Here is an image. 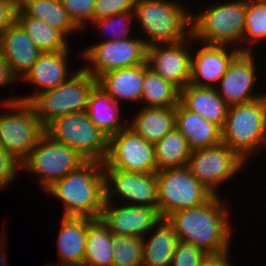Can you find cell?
Returning a JSON list of instances; mask_svg holds the SVG:
<instances>
[{
	"label": "cell",
	"mask_w": 266,
	"mask_h": 266,
	"mask_svg": "<svg viewBox=\"0 0 266 266\" xmlns=\"http://www.w3.org/2000/svg\"><path fill=\"white\" fill-rule=\"evenodd\" d=\"M17 0H0V36L16 21Z\"/></svg>",
	"instance_id": "40"
},
{
	"label": "cell",
	"mask_w": 266,
	"mask_h": 266,
	"mask_svg": "<svg viewBox=\"0 0 266 266\" xmlns=\"http://www.w3.org/2000/svg\"><path fill=\"white\" fill-rule=\"evenodd\" d=\"M246 10L247 0L210 6L199 15H192V34L188 38L212 45L230 46L236 42L237 45L238 42L243 44Z\"/></svg>",
	"instance_id": "5"
},
{
	"label": "cell",
	"mask_w": 266,
	"mask_h": 266,
	"mask_svg": "<svg viewBox=\"0 0 266 266\" xmlns=\"http://www.w3.org/2000/svg\"><path fill=\"white\" fill-rule=\"evenodd\" d=\"M133 11L149 38L147 47L178 43L192 34V15L173 0H136Z\"/></svg>",
	"instance_id": "3"
},
{
	"label": "cell",
	"mask_w": 266,
	"mask_h": 266,
	"mask_svg": "<svg viewBox=\"0 0 266 266\" xmlns=\"http://www.w3.org/2000/svg\"><path fill=\"white\" fill-rule=\"evenodd\" d=\"M243 164L245 161L235 151L220 143L191 151L187 168L210 192L219 195L217 186L238 174Z\"/></svg>",
	"instance_id": "13"
},
{
	"label": "cell",
	"mask_w": 266,
	"mask_h": 266,
	"mask_svg": "<svg viewBox=\"0 0 266 266\" xmlns=\"http://www.w3.org/2000/svg\"><path fill=\"white\" fill-rule=\"evenodd\" d=\"M58 236V256L60 265L82 266L88 225L93 220L86 217L62 216Z\"/></svg>",
	"instance_id": "24"
},
{
	"label": "cell",
	"mask_w": 266,
	"mask_h": 266,
	"mask_svg": "<svg viewBox=\"0 0 266 266\" xmlns=\"http://www.w3.org/2000/svg\"><path fill=\"white\" fill-rule=\"evenodd\" d=\"M228 253L205 254L197 266H232L228 261Z\"/></svg>",
	"instance_id": "41"
},
{
	"label": "cell",
	"mask_w": 266,
	"mask_h": 266,
	"mask_svg": "<svg viewBox=\"0 0 266 266\" xmlns=\"http://www.w3.org/2000/svg\"><path fill=\"white\" fill-rule=\"evenodd\" d=\"M112 204L104 202L100 218L119 236L144 238L161 219L158 207L124 205L116 208Z\"/></svg>",
	"instance_id": "17"
},
{
	"label": "cell",
	"mask_w": 266,
	"mask_h": 266,
	"mask_svg": "<svg viewBox=\"0 0 266 266\" xmlns=\"http://www.w3.org/2000/svg\"><path fill=\"white\" fill-rule=\"evenodd\" d=\"M86 161L76 150L45 133L21 163V167L22 170L37 174L41 186L47 189Z\"/></svg>",
	"instance_id": "10"
},
{
	"label": "cell",
	"mask_w": 266,
	"mask_h": 266,
	"mask_svg": "<svg viewBox=\"0 0 266 266\" xmlns=\"http://www.w3.org/2000/svg\"><path fill=\"white\" fill-rule=\"evenodd\" d=\"M158 212L166 218L173 212L199 206L214 194L202 185L187 166L156 171Z\"/></svg>",
	"instance_id": "9"
},
{
	"label": "cell",
	"mask_w": 266,
	"mask_h": 266,
	"mask_svg": "<svg viewBox=\"0 0 266 266\" xmlns=\"http://www.w3.org/2000/svg\"><path fill=\"white\" fill-rule=\"evenodd\" d=\"M225 45L204 44L198 50L195 57L192 56L191 79L190 83L193 86L200 87H215L220 79L227 71L232 60L240 52H253L252 48H232L231 52L226 50ZM229 51V53H228Z\"/></svg>",
	"instance_id": "18"
},
{
	"label": "cell",
	"mask_w": 266,
	"mask_h": 266,
	"mask_svg": "<svg viewBox=\"0 0 266 266\" xmlns=\"http://www.w3.org/2000/svg\"><path fill=\"white\" fill-rule=\"evenodd\" d=\"M136 0H96L93 21L115 14L133 11Z\"/></svg>",
	"instance_id": "37"
},
{
	"label": "cell",
	"mask_w": 266,
	"mask_h": 266,
	"mask_svg": "<svg viewBox=\"0 0 266 266\" xmlns=\"http://www.w3.org/2000/svg\"><path fill=\"white\" fill-rule=\"evenodd\" d=\"M148 67L146 61L141 65L103 73L97 78V85L118 104L120 100L139 102L143 93L144 71Z\"/></svg>",
	"instance_id": "21"
},
{
	"label": "cell",
	"mask_w": 266,
	"mask_h": 266,
	"mask_svg": "<svg viewBox=\"0 0 266 266\" xmlns=\"http://www.w3.org/2000/svg\"><path fill=\"white\" fill-rule=\"evenodd\" d=\"M185 41L187 42L183 40L173 44L147 47L146 61L149 68L180 91L190 83L191 79L192 55L191 51H187Z\"/></svg>",
	"instance_id": "16"
},
{
	"label": "cell",
	"mask_w": 266,
	"mask_h": 266,
	"mask_svg": "<svg viewBox=\"0 0 266 266\" xmlns=\"http://www.w3.org/2000/svg\"><path fill=\"white\" fill-rule=\"evenodd\" d=\"M69 51L42 52L34 65L23 76V79L29 83L40 87L36 89L39 92L31 96H21L19 100L30 102L38 93L53 89L68 80L66 58H68Z\"/></svg>",
	"instance_id": "20"
},
{
	"label": "cell",
	"mask_w": 266,
	"mask_h": 266,
	"mask_svg": "<svg viewBox=\"0 0 266 266\" xmlns=\"http://www.w3.org/2000/svg\"><path fill=\"white\" fill-rule=\"evenodd\" d=\"M41 53L17 21L0 36V54L19 80L34 65Z\"/></svg>",
	"instance_id": "19"
},
{
	"label": "cell",
	"mask_w": 266,
	"mask_h": 266,
	"mask_svg": "<svg viewBox=\"0 0 266 266\" xmlns=\"http://www.w3.org/2000/svg\"><path fill=\"white\" fill-rule=\"evenodd\" d=\"M112 266H142L143 238L113 234Z\"/></svg>",
	"instance_id": "33"
},
{
	"label": "cell",
	"mask_w": 266,
	"mask_h": 266,
	"mask_svg": "<svg viewBox=\"0 0 266 266\" xmlns=\"http://www.w3.org/2000/svg\"><path fill=\"white\" fill-rule=\"evenodd\" d=\"M224 204L219 195H213L199 206L171 213L166 220L178 241L194 245L205 254L228 253L232 228Z\"/></svg>",
	"instance_id": "1"
},
{
	"label": "cell",
	"mask_w": 266,
	"mask_h": 266,
	"mask_svg": "<svg viewBox=\"0 0 266 266\" xmlns=\"http://www.w3.org/2000/svg\"><path fill=\"white\" fill-rule=\"evenodd\" d=\"M179 97L180 90L175 85L149 67L144 71L141 103L145 101V107H174L179 103Z\"/></svg>",
	"instance_id": "32"
},
{
	"label": "cell",
	"mask_w": 266,
	"mask_h": 266,
	"mask_svg": "<svg viewBox=\"0 0 266 266\" xmlns=\"http://www.w3.org/2000/svg\"><path fill=\"white\" fill-rule=\"evenodd\" d=\"M45 130L52 139L73 148L87 161L103 162L108 155L109 137L90 120L86 111L60 117Z\"/></svg>",
	"instance_id": "8"
},
{
	"label": "cell",
	"mask_w": 266,
	"mask_h": 266,
	"mask_svg": "<svg viewBox=\"0 0 266 266\" xmlns=\"http://www.w3.org/2000/svg\"><path fill=\"white\" fill-rule=\"evenodd\" d=\"M103 167L126 172L156 173L155 146L127 126L109 137L108 155Z\"/></svg>",
	"instance_id": "12"
},
{
	"label": "cell",
	"mask_w": 266,
	"mask_h": 266,
	"mask_svg": "<svg viewBox=\"0 0 266 266\" xmlns=\"http://www.w3.org/2000/svg\"><path fill=\"white\" fill-rule=\"evenodd\" d=\"M112 238L113 233L102 219H93L88 225L82 266H112Z\"/></svg>",
	"instance_id": "29"
},
{
	"label": "cell",
	"mask_w": 266,
	"mask_h": 266,
	"mask_svg": "<svg viewBox=\"0 0 266 266\" xmlns=\"http://www.w3.org/2000/svg\"><path fill=\"white\" fill-rule=\"evenodd\" d=\"M81 55L89 62L84 69L97 79L103 73L145 63L147 46L141 38L104 40L86 48Z\"/></svg>",
	"instance_id": "11"
},
{
	"label": "cell",
	"mask_w": 266,
	"mask_h": 266,
	"mask_svg": "<svg viewBox=\"0 0 266 266\" xmlns=\"http://www.w3.org/2000/svg\"><path fill=\"white\" fill-rule=\"evenodd\" d=\"M17 169L22 170L21 162L0 145V188H5L11 181L13 182L17 176Z\"/></svg>",
	"instance_id": "39"
},
{
	"label": "cell",
	"mask_w": 266,
	"mask_h": 266,
	"mask_svg": "<svg viewBox=\"0 0 266 266\" xmlns=\"http://www.w3.org/2000/svg\"><path fill=\"white\" fill-rule=\"evenodd\" d=\"M18 8L28 17L44 21L65 36L72 31H81L73 22L60 0H21Z\"/></svg>",
	"instance_id": "28"
},
{
	"label": "cell",
	"mask_w": 266,
	"mask_h": 266,
	"mask_svg": "<svg viewBox=\"0 0 266 266\" xmlns=\"http://www.w3.org/2000/svg\"><path fill=\"white\" fill-rule=\"evenodd\" d=\"M59 86L38 93L30 104L46 128L54 120L71 113L86 111L91 91L97 79L84 68Z\"/></svg>",
	"instance_id": "6"
},
{
	"label": "cell",
	"mask_w": 266,
	"mask_h": 266,
	"mask_svg": "<svg viewBox=\"0 0 266 266\" xmlns=\"http://www.w3.org/2000/svg\"><path fill=\"white\" fill-rule=\"evenodd\" d=\"M222 143L244 161L251 152L266 146V94L248 103L229 106Z\"/></svg>",
	"instance_id": "4"
},
{
	"label": "cell",
	"mask_w": 266,
	"mask_h": 266,
	"mask_svg": "<svg viewBox=\"0 0 266 266\" xmlns=\"http://www.w3.org/2000/svg\"><path fill=\"white\" fill-rule=\"evenodd\" d=\"M266 38V0H247L243 42L248 45ZM248 43H247V42Z\"/></svg>",
	"instance_id": "34"
},
{
	"label": "cell",
	"mask_w": 266,
	"mask_h": 266,
	"mask_svg": "<svg viewBox=\"0 0 266 266\" xmlns=\"http://www.w3.org/2000/svg\"><path fill=\"white\" fill-rule=\"evenodd\" d=\"M175 128L184 135L191 151L222 143V129L201 115L176 106Z\"/></svg>",
	"instance_id": "23"
},
{
	"label": "cell",
	"mask_w": 266,
	"mask_h": 266,
	"mask_svg": "<svg viewBox=\"0 0 266 266\" xmlns=\"http://www.w3.org/2000/svg\"><path fill=\"white\" fill-rule=\"evenodd\" d=\"M120 107L101 87L96 85L89 95L86 112L90 120L104 134L111 137L128 126L126 121L124 123L120 120Z\"/></svg>",
	"instance_id": "26"
},
{
	"label": "cell",
	"mask_w": 266,
	"mask_h": 266,
	"mask_svg": "<svg viewBox=\"0 0 266 266\" xmlns=\"http://www.w3.org/2000/svg\"><path fill=\"white\" fill-rule=\"evenodd\" d=\"M176 106L143 107L128 127L147 142L155 144L175 128Z\"/></svg>",
	"instance_id": "25"
},
{
	"label": "cell",
	"mask_w": 266,
	"mask_h": 266,
	"mask_svg": "<svg viewBox=\"0 0 266 266\" xmlns=\"http://www.w3.org/2000/svg\"><path fill=\"white\" fill-rule=\"evenodd\" d=\"M179 103L185 109L195 112L208 122L223 128L229 105L218 95L215 87L188 84L180 91Z\"/></svg>",
	"instance_id": "22"
},
{
	"label": "cell",
	"mask_w": 266,
	"mask_h": 266,
	"mask_svg": "<svg viewBox=\"0 0 266 266\" xmlns=\"http://www.w3.org/2000/svg\"><path fill=\"white\" fill-rule=\"evenodd\" d=\"M73 22L82 30L87 22L93 21L96 0H60ZM87 21V22H86Z\"/></svg>",
	"instance_id": "36"
},
{
	"label": "cell",
	"mask_w": 266,
	"mask_h": 266,
	"mask_svg": "<svg viewBox=\"0 0 266 266\" xmlns=\"http://www.w3.org/2000/svg\"><path fill=\"white\" fill-rule=\"evenodd\" d=\"M134 16H135L134 11H127L124 13L115 14L110 17L101 18V19L94 20L91 22L96 24V27L98 29L105 30V31L107 30V32L112 33L111 35L113 36L105 39V41L106 40H124V39L130 38V37H127L129 35V32L131 31L128 24L132 23L131 19L135 20ZM122 24H124L122 28L123 30L120 29V27H122L121 26ZM117 26L119 28V32H117L118 30H116Z\"/></svg>",
	"instance_id": "35"
},
{
	"label": "cell",
	"mask_w": 266,
	"mask_h": 266,
	"mask_svg": "<svg viewBox=\"0 0 266 266\" xmlns=\"http://www.w3.org/2000/svg\"><path fill=\"white\" fill-rule=\"evenodd\" d=\"M105 174V201L112 202L115 194L128 200L126 205L157 207L158 193L156 173L126 172L119 169H103ZM114 185V188L113 186ZM130 201L133 202L130 204Z\"/></svg>",
	"instance_id": "14"
},
{
	"label": "cell",
	"mask_w": 266,
	"mask_h": 266,
	"mask_svg": "<svg viewBox=\"0 0 266 266\" xmlns=\"http://www.w3.org/2000/svg\"><path fill=\"white\" fill-rule=\"evenodd\" d=\"M204 256L196 246L178 241L170 266H197Z\"/></svg>",
	"instance_id": "38"
},
{
	"label": "cell",
	"mask_w": 266,
	"mask_h": 266,
	"mask_svg": "<svg viewBox=\"0 0 266 266\" xmlns=\"http://www.w3.org/2000/svg\"><path fill=\"white\" fill-rule=\"evenodd\" d=\"M16 21L41 52L70 50L68 40L61 31L52 28L42 20L26 16L19 8Z\"/></svg>",
	"instance_id": "30"
},
{
	"label": "cell",
	"mask_w": 266,
	"mask_h": 266,
	"mask_svg": "<svg viewBox=\"0 0 266 266\" xmlns=\"http://www.w3.org/2000/svg\"><path fill=\"white\" fill-rule=\"evenodd\" d=\"M157 171L187 166L191 149L187 139L176 128L154 144Z\"/></svg>",
	"instance_id": "31"
},
{
	"label": "cell",
	"mask_w": 266,
	"mask_h": 266,
	"mask_svg": "<svg viewBox=\"0 0 266 266\" xmlns=\"http://www.w3.org/2000/svg\"><path fill=\"white\" fill-rule=\"evenodd\" d=\"M46 190L63 202V216L100 218L105 202L103 162L86 161Z\"/></svg>",
	"instance_id": "2"
},
{
	"label": "cell",
	"mask_w": 266,
	"mask_h": 266,
	"mask_svg": "<svg viewBox=\"0 0 266 266\" xmlns=\"http://www.w3.org/2000/svg\"><path fill=\"white\" fill-rule=\"evenodd\" d=\"M1 104L11 112L0 115V145L22 163L46 133L45 127L30 102L15 97Z\"/></svg>",
	"instance_id": "7"
},
{
	"label": "cell",
	"mask_w": 266,
	"mask_h": 266,
	"mask_svg": "<svg viewBox=\"0 0 266 266\" xmlns=\"http://www.w3.org/2000/svg\"><path fill=\"white\" fill-rule=\"evenodd\" d=\"M155 228L152 237L143 238L142 266H170L177 234L166 218H161Z\"/></svg>",
	"instance_id": "27"
},
{
	"label": "cell",
	"mask_w": 266,
	"mask_h": 266,
	"mask_svg": "<svg viewBox=\"0 0 266 266\" xmlns=\"http://www.w3.org/2000/svg\"><path fill=\"white\" fill-rule=\"evenodd\" d=\"M16 76L12 73L10 66L5 61V58L0 54V86H4L7 83L17 82Z\"/></svg>",
	"instance_id": "42"
},
{
	"label": "cell",
	"mask_w": 266,
	"mask_h": 266,
	"mask_svg": "<svg viewBox=\"0 0 266 266\" xmlns=\"http://www.w3.org/2000/svg\"><path fill=\"white\" fill-rule=\"evenodd\" d=\"M4 251V252H3ZM6 255V251L4 249V247L2 248V246L0 247V266H6L5 264H8L6 261L7 257Z\"/></svg>",
	"instance_id": "43"
},
{
	"label": "cell",
	"mask_w": 266,
	"mask_h": 266,
	"mask_svg": "<svg viewBox=\"0 0 266 266\" xmlns=\"http://www.w3.org/2000/svg\"><path fill=\"white\" fill-rule=\"evenodd\" d=\"M253 57L252 52H240L228 66L219 84L215 86L218 95L229 106L248 103L265 96L251 94L257 79Z\"/></svg>",
	"instance_id": "15"
}]
</instances>
